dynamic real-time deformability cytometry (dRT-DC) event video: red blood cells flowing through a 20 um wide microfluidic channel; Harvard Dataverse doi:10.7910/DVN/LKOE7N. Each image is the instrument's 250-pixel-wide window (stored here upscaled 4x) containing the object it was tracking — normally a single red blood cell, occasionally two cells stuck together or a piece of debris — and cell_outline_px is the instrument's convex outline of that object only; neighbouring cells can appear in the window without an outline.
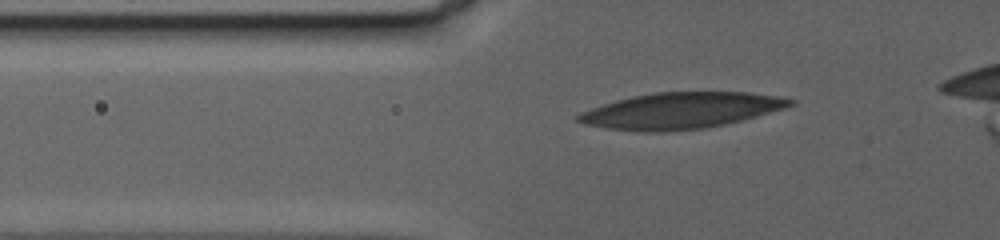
{"species": "human", "species_latin": "Homo sapiens", "temperature_condition": "warm", "stored_images_in_passage": 9, "camera_frame_rate_fps": 3000, "um_per_image_px": 0.085, "donor": {"sex": "female"}, "frame": {"image": 1, "passage_image": 6, "time_ms": 1.667, "image_size_px": [1000, 240], "cell_outline_px": [[796, 100], [792, 104], [780, 108], [740, 120], [724, 124], [704, 128], [664, 132], [644, 132], [612, 128], [588, 124], [576, 120], [576, 116], [592, 108], [604, 104], [636, 96], [656, 92], [744, 92], [776, 96]], "centroid_in_image_um": [57.86, 9.4], "position_along_channel_um": 67.9, "area_um2": 43.29}}